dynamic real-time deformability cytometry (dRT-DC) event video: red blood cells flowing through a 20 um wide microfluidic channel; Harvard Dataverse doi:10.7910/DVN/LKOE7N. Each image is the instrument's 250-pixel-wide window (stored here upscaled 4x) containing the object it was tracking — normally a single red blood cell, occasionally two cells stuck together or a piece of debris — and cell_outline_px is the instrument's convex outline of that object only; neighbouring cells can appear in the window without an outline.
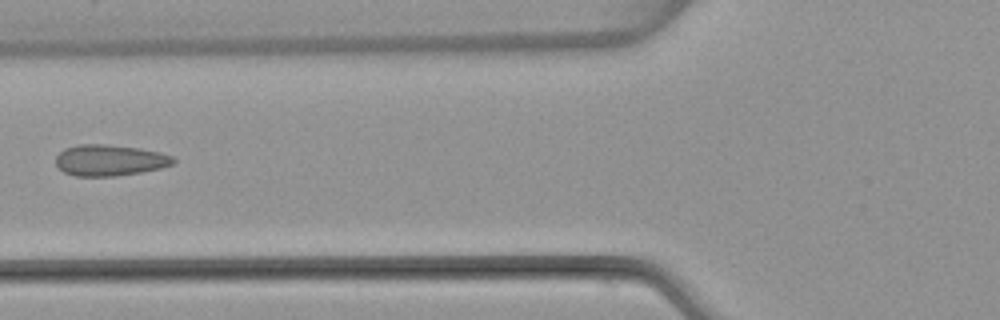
{"species": "common noctule bat (a hibernating species)", "species_latin": "Nyctalus noctula", "temperature_condition": "warm", "stored_images_in_passage": 7, "camera_frame_rate_fps": 3000, "um_per_image_px": 0.085, "animal": {"sex": "female", "body_mass_g": 22.7, "forearm_length_mm": 54.2}, "frame": {"image": 1, "passage_image": 6, "time_ms": 6.333, "image_size_px": [1000, 320], "cell_outline_px": [[176, 160], [172, 164], [160, 168], [140, 172], [116, 176], [76, 176], [64, 172], [56, 164], [56, 156], [64, 148], [80, 144], [104, 144], [140, 148], [160, 152], [172, 156]], "centroid_in_image_um": [9.32, 13.61], "position_along_channel_um": 116.5, "area_um2": 21.27}}
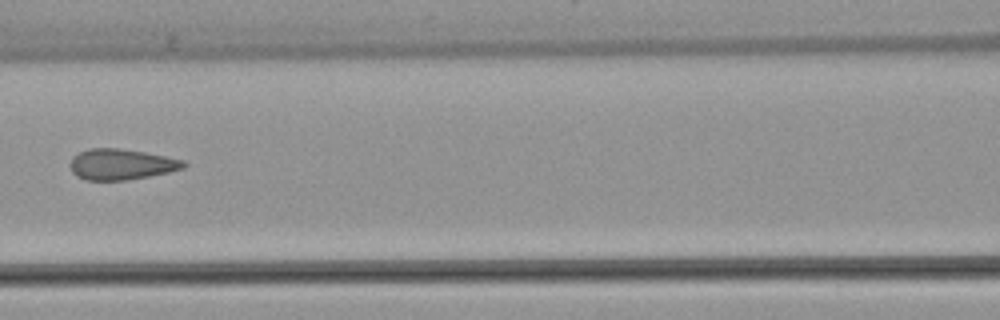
{"frame": {"image": 2, "passage_image": 7, "time_ms": 7.333, "image_size_px": [1000, 320], "cell_outline_px": [[188, 164], [184, 168], [168, 172], [128, 180], [84, 180], [76, 176], [72, 172], [68, 164], [72, 156], [88, 148], [120, 148], [144, 152], [184, 160]], "centroid_in_image_um": [10.26, 13.97], "position_along_channel_um": 156.3, "area_um2": 20.52}}